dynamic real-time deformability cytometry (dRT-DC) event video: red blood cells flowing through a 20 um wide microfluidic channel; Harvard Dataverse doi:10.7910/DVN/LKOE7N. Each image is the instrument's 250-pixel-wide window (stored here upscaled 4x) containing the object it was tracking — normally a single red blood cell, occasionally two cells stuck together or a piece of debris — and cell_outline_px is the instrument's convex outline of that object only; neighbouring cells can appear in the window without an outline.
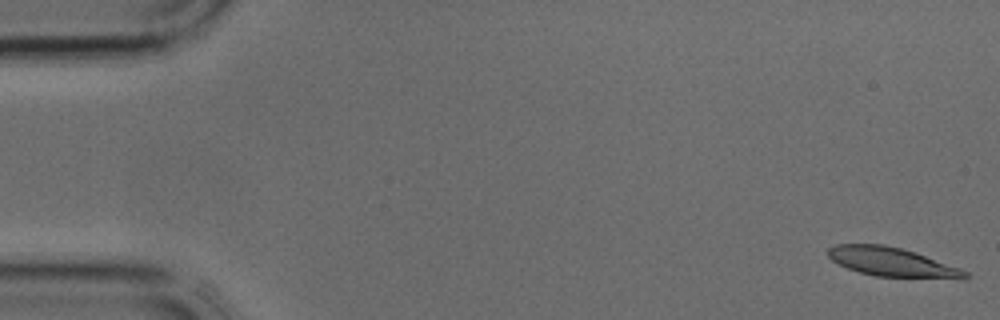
{"species": "common noctule bat (a hibernating species)", "species_latin": "Nyctalus noctula", "temperature_condition": "cold", "stored_images_in_passage": 31, "camera_frame_rate_fps": 3000, "um_per_image_px": 0.085, "animal": {"sex": "male", "body_mass_g": 17.9, "forearm_length_mm": 54.2}, "frame": {"image": 1, "passage_image": 1, "time_ms": 0.0, "image_size_px": [1000, 320], "cell_outline_px": [[968, 276], [964, 280], [876, 276], [860, 272], [848, 268], [832, 260], [828, 256], [828, 248], [836, 244], [884, 244], [916, 252], [960, 268], [968, 272]], "centroid_in_image_um": [75.89, 22.29], "position_along_channel_um": 9.1, "area_um2": 23.41}}
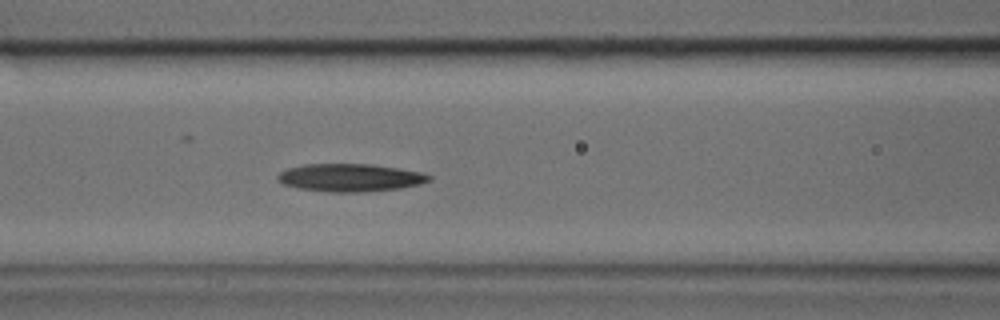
{"frame": {"image": 2, "passage_image": 16, "time_ms": 5.0, "image_size_px": [1000, 320], "cell_outline_px": [[432, 180], [420, 184], [400, 188], [360, 192], [328, 192], [300, 188], [284, 184], [276, 180], [276, 176], [280, 172], [288, 168], [304, 164], [372, 164], [400, 168], [424, 172], [432, 176]], "centroid_in_image_um": [29.8, 15.09], "position_along_channel_um": 136.8, "area_um2": 24.68}}
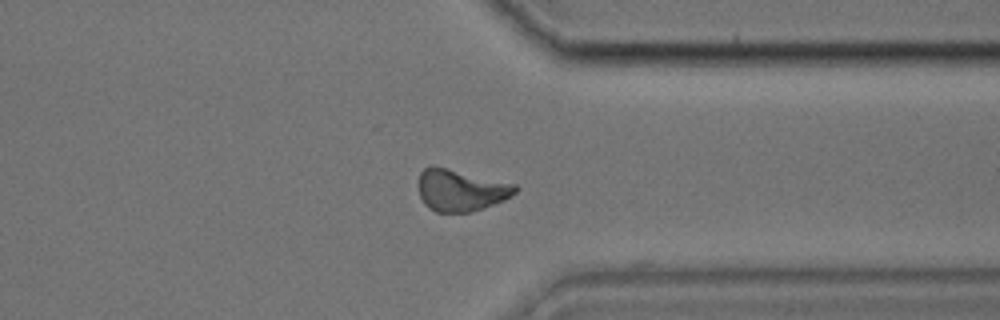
{"frame": {"image": 3, "passage_image": 30, "time_ms": 9.667, "image_size_px": [1000, 320], "cell_outline_px": [[520, 188], [512, 196], [504, 200], [484, 208], [468, 212], [436, 212], [428, 208], [424, 204], [420, 196], [416, 184], [420, 172], [424, 168], [432, 164], [516, 184]], "centroid_in_image_um": [39.13, 16.15], "position_along_channel_um": 372.3, "area_um2": 24.04}}